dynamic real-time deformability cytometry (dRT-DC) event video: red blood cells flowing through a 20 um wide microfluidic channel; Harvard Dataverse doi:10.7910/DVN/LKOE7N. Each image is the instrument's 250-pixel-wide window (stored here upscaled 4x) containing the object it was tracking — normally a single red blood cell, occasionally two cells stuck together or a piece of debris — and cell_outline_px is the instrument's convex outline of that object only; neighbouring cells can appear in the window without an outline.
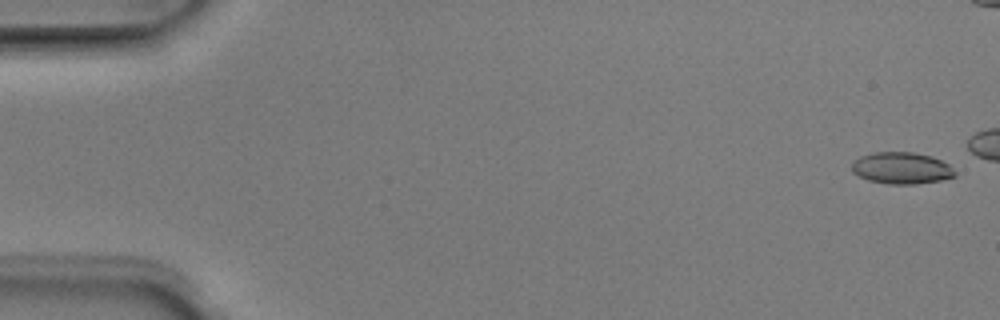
{"species": "Egyptian fruit bat (a non-hibernating species)", "species_latin": "Rousettus aegyptiacus", "temperature_condition": "room temperature", "stored_images_in_passage": 6, "camera_frame_rate_fps": 3000, "um_per_image_px": 0.085, "animal": {"sex": "male"}, "frame": {"image": 1, "passage_image": 1, "time_ms": 0.0, "image_size_px": [1000, 320], "cell_outline_px": [[956, 176], [940, 180], [916, 184], [888, 184], [868, 180], [852, 172], [852, 164], [860, 156], [872, 152], [912, 152], [932, 156], [948, 164], [956, 172]], "centroid_in_image_um": [76.63, 14.29], "position_along_channel_um": 8.4, "area_um2": 19.02}}